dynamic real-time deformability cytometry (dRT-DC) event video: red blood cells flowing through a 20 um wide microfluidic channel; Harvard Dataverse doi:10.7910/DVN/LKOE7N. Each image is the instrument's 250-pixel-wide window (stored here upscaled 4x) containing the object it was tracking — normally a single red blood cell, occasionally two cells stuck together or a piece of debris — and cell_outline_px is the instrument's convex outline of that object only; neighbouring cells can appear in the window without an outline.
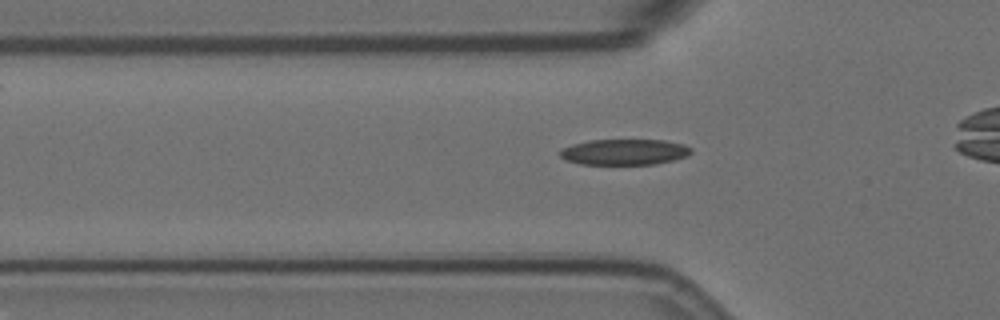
{"species": "Egyptian fruit bat (a non-hibernating species)", "species_latin": "Rousettus aegyptiacus", "temperature_condition": "room temperature", "stored_images_in_passage": 37, "camera_frame_rate_fps": 3000, "um_per_image_px": 0.085, "animal": {"sex": "female"}, "frame": {"image": 1, "passage_image": 2, "time_ms": 0.333, "image_size_px": [1000, 320], "cell_outline_px": [[692, 152], [688, 156], [656, 164], [580, 164], [564, 160], [560, 156], [560, 152], [564, 148], [572, 144], [588, 140], [664, 140], [684, 144], [692, 148]], "centroid_in_image_um": [53.09, 12.92], "position_along_channel_um": 72.7, "area_um2": 19.77}}
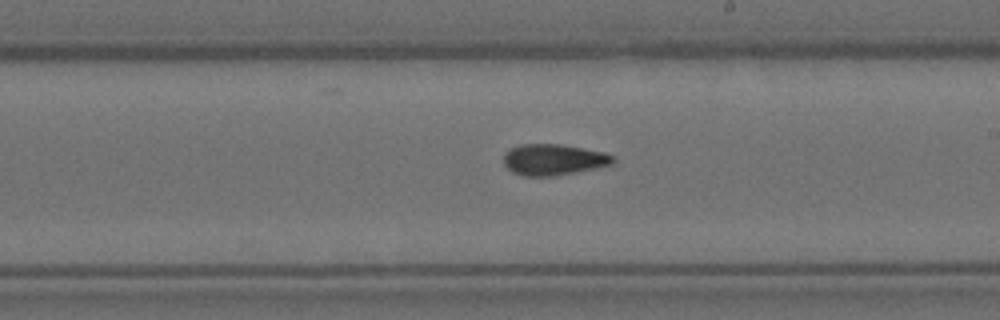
{"frame": {"image": 2, "passage_image": 16, "time_ms": 5.0, "image_size_px": [1000, 320], "cell_outline_px": [[616, 160], [612, 164], [596, 168], [552, 176], [524, 176], [512, 172], [504, 164], [504, 152], [520, 144], [560, 144], [604, 152], [612, 156]], "centroid_in_image_um": [47.03, 13.57], "position_along_channel_um": 242.0, "area_um2": 19.71}}
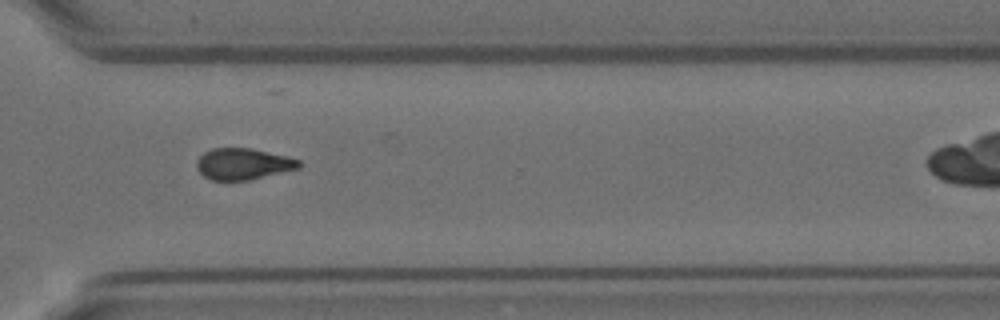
{"frame": {"image": 3, "passage_image": 25, "time_ms": 8.0, "image_size_px": [1000, 320], "cell_outline_px": [[300, 168], [248, 180], [212, 180], [204, 176], [196, 168], [196, 160], [204, 152], [212, 148], [252, 148], [288, 156], [300, 160]], "centroid_in_image_um": [20.66, 13.92], "position_along_channel_um": 349.9, "area_um2": 18.73}, "authors_computed_cell_mechanics": {"area_um2": 19.4208, "velocity_mm_per_s": 3.5971, "shape_relaxation_time_tau1_ms": null, "shape_relaxation_time_tau2_ms": 4.2509, "deformation_change_tau1": null, "deformation_change_tau2": 0.1148}}